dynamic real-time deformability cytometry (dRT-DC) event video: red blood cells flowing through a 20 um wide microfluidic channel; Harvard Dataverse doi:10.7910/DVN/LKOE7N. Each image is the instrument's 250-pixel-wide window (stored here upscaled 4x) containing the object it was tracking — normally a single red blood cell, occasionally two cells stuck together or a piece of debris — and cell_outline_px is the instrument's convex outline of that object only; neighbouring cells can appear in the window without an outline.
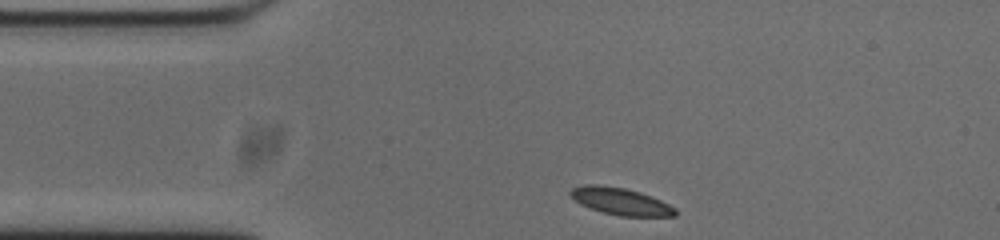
{"species": "common noctule bat (a hibernating species)", "species_latin": "Nyctalus noctula", "temperature_condition": "cold", "stored_images_in_passage": 45, "camera_frame_rate_fps": 3000, "um_per_image_px": 0.085, "animal": {"sex": "male", "body_mass_g": 20.0, "forearm_length_mm": 53.3}, "frame": {"image": 1, "passage_image": 1, "time_ms": 0.0, "image_size_px": [1000, 240], "cell_outline_px": [[676, 216], [620, 216], [588, 208], [580, 204], [568, 192], [572, 188], [584, 184], [596, 184], [624, 188], [640, 192], [660, 200], [676, 208]], "centroid_in_image_um": [52.74, 17.11], "position_along_channel_um": 32.3, "area_um2": 16.42}}
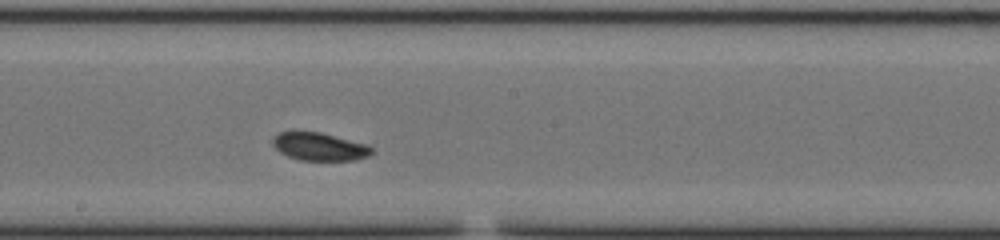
{"frame": {"image": 2, "passage_image": 19, "time_ms": 6.0, "image_size_px": [1000, 240], "cell_outline_px": [[372, 152], [368, 156], [356, 160], [300, 160], [288, 156], [280, 152], [272, 144], [272, 140], [280, 132], [292, 128], [296, 128], [320, 132], [368, 144], [372, 148]], "centroid_in_image_um": [27.11, 12.41], "position_along_channel_um": 221.1, "area_um2": 16.59}}
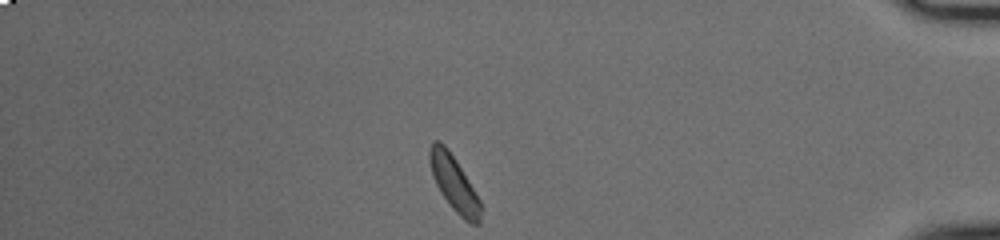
{"frame": {"image": 3, "passage_image": 37, "time_ms": 12.0, "image_size_px": [1000, 240], "cell_outline_px": [[484, 208], [480, 224], [472, 224], [464, 220], [452, 208], [440, 192], [432, 176], [428, 160], [428, 152], [432, 140], [440, 140], [448, 148], [456, 160], [480, 200]], "centroid_in_image_um": [38.6, 15.59], "position_along_channel_um": 396.6, "area_um2": 16.76}, "authors_computed_cell_mechanics": {"area_um2": 16.2418, "velocity_mm_per_s": 3.6879, "shape_relaxation_time_tau1_ms": 6.0153, "shape_relaxation_time_tau2_ms": 2.1493, "deformation_change_tau1": 0.0784, "deformation_change_tau2": 0.0542}}